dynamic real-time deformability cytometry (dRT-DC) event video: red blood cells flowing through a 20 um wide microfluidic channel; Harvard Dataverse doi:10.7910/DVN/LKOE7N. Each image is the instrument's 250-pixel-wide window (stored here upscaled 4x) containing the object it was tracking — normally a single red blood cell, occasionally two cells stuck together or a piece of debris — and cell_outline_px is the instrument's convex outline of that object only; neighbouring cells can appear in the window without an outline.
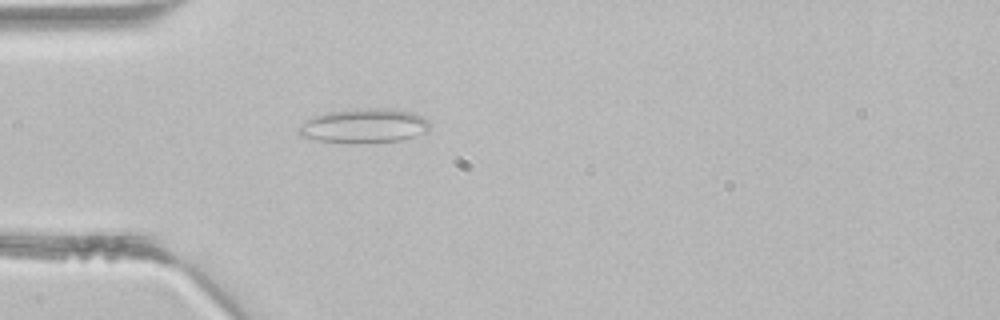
{"species": "common noctule bat (a hibernating species)", "species_latin": "Nyctalus noctula", "temperature_condition": "room temperature", "stored_images_in_passage": 5, "camera_frame_rate_fps": 3000, "um_per_image_px": 0.085, "animal": {"sex": "male", "body_mass_g": 21.5, "forearm_length_mm": 52.0}, "frame": {"image": 1, "passage_image": 5, "time_ms": 1.333, "image_size_px": [1000, 320], "cell_outline_px": [[432, 128], [428, 132], [400, 140], [316, 140], [300, 136], [296, 132], [296, 128], [300, 124], [312, 116], [328, 112], [368, 108], [388, 108], [412, 112], [428, 120]], "centroid_in_image_um": [30.95, 10.64], "position_along_channel_um": 54.0, "area_um2": 25.37}}